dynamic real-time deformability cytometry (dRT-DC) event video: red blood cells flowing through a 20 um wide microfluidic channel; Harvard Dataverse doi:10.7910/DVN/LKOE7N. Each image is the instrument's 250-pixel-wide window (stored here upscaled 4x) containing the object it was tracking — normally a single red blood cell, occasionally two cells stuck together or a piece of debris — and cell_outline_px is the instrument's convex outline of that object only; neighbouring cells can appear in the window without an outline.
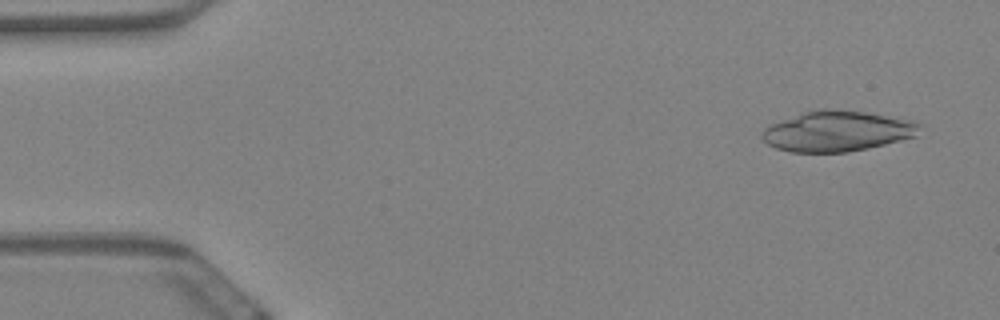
{"species": "Egyptian fruit bat (a non-hibernating species)", "species_latin": "Rousettus aegyptiacus", "temperature_condition": "warm", "stored_images_in_passage": 58, "camera_frame_rate_fps": 3000, "um_per_image_px": 0.085, "animal": {"sex": "female"}, "frame": {"image": 1, "passage_image": 3, "time_ms": 0.667, "image_size_px": [1000, 320], "cell_outline_px": [[924, 124], [916, 136], [868, 148], [848, 152], [792, 152], [776, 148], [768, 144], [760, 136], [760, 132], [764, 128], [772, 124], [804, 112], [820, 108], [828, 108], [864, 112], [916, 120]], "centroid_in_image_um": [71.2, 11.14], "position_along_channel_um": 13.8, "area_um2": 37.28}}